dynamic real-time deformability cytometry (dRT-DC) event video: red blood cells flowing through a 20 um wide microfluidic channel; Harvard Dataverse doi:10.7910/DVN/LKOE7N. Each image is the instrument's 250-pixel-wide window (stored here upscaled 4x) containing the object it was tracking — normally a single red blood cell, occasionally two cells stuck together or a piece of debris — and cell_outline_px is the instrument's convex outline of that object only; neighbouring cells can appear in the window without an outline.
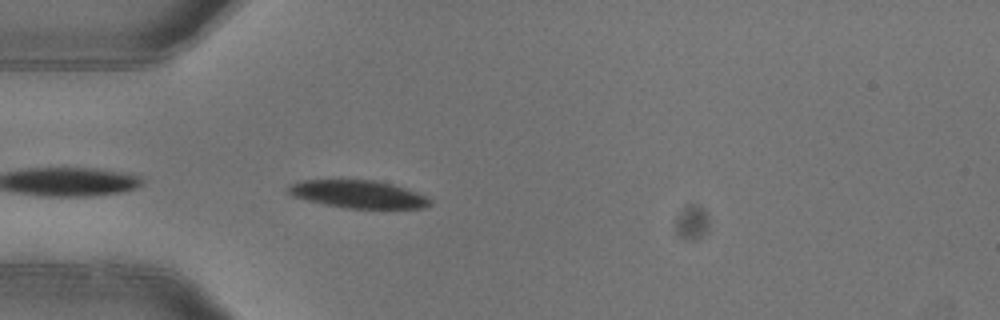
{"species": "common noctule bat (a hibernating species)", "species_latin": "Nyctalus noctula", "temperature_condition": "warm", "stored_images_in_passage": 1, "camera_frame_rate_fps": 3000, "um_per_image_px": 0.085, "animal": {"sex": "female"}, "frame": {"image": 1, "passage_image": 1, "time_ms": 0.0, "image_size_px": [1000, 320], "cell_outline_px": [[432, 204], [424, 208], [344, 208], [324, 204], [292, 196], [288, 192], [288, 184], [300, 180], [372, 180], [392, 184], [416, 192], [432, 200]], "centroid_in_image_um": [30.42, 16.51], "position_along_channel_um": 54.6, "area_um2": 22.77}}